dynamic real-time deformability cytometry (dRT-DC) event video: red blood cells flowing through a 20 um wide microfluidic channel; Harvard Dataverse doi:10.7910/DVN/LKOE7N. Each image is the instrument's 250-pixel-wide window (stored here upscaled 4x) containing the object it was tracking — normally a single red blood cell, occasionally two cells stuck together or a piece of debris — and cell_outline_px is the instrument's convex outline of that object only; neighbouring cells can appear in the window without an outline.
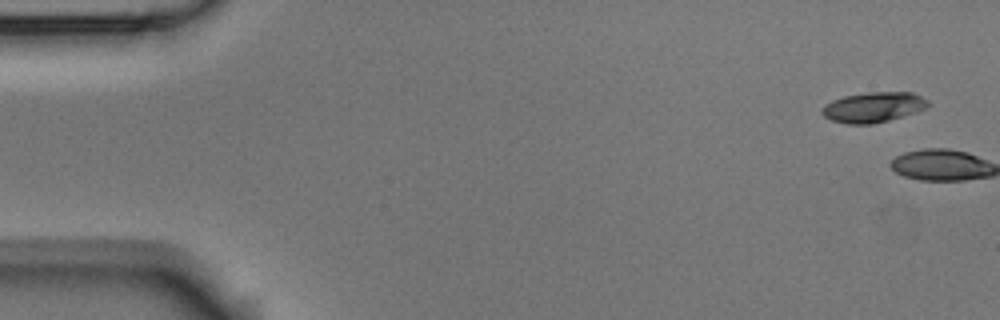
{"species": "Egyptian fruit bat (a non-hibernating species)", "species_latin": "Rousettus aegyptiacus", "temperature_condition": "room temperature", "stored_images_in_passage": 5, "camera_frame_rate_fps": 3000, "um_per_image_px": 0.085, "animal": {"sex": "male"}, "frame": {"image": 1, "passage_image": 1, "time_ms": 0.0, "image_size_px": [1000, 320], "cell_outline_px": [[928, 104], [924, 108], [916, 112], [888, 120], [872, 124], [848, 124], [832, 120], [824, 116], [820, 112], [832, 100], [844, 96], [868, 92], [912, 92], [928, 100]], "centroid_in_image_um": [74.23, 9.11], "position_along_channel_um": 10.8, "area_um2": 18.38}}
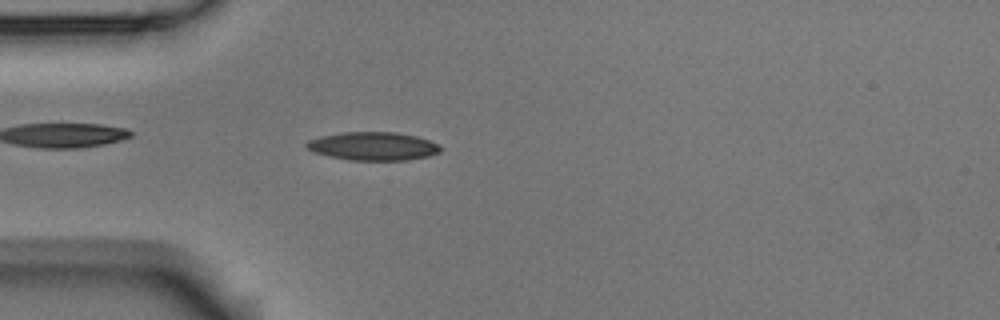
{"frame": {"image": 2, "passage_image": 5, "time_ms": 5.333, "image_size_px": [1000, 320], "cell_outline_px": [[444, 148], [440, 152], [428, 156], [404, 160], [352, 160], [328, 156], [316, 152], [308, 148], [304, 144], [308, 140], [320, 136], [344, 132], [396, 132], [416, 136], [440, 144]], "centroid_in_image_um": [31.75, 12.42], "position_along_channel_um": 53.3, "area_um2": 22.08}}